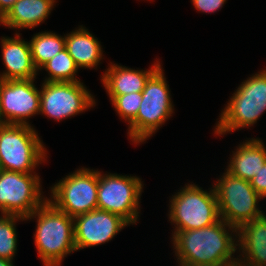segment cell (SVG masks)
Instances as JSON below:
<instances>
[{"label":"cell","mask_w":266,"mask_h":266,"mask_svg":"<svg viewBox=\"0 0 266 266\" xmlns=\"http://www.w3.org/2000/svg\"><path fill=\"white\" fill-rule=\"evenodd\" d=\"M172 233L179 266H226L237 259L233 258L238 249L237 229L223 219L205 228Z\"/></svg>","instance_id":"obj_1"},{"label":"cell","mask_w":266,"mask_h":266,"mask_svg":"<svg viewBox=\"0 0 266 266\" xmlns=\"http://www.w3.org/2000/svg\"><path fill=\"white\" fill-rule=\"evenodd\" d=\"M37 219L34 242L44 266H61L64 257L76 251L74 219L48 199L25 220Z\"/></svg>","instance_id":"obj_2"},{"label":"cell","mask_w":266,"mask_h":266,"mask_svg":"<svg viewBox=\"0 0 266 266\" xmlns=\"http://www.w3.org/2000/svg\"><path fill=\"white\" fill-rule=\"evenodd\" d=\"M219 116L214 133L221 136L257 123L266 111V69L243 81Z\"/></svg>","instance_id":"obj_3"},{"label":"cell","mask_w":266,"mask_h":266,"mask_svg":"<svg viewBox=\"0 0 266 266\" xmlns=\"http://www.w3.org/2000/svg\"><path fill=\"white\" fill-rule=\"evenodd\" d=\"M141 93L138 114L128 127L129 137L137 145L155 134L174 111L169 85L161 66L149 77Z\"/></svg>","instance_id":"obj_4"},{"label":"cell","mask_w":266,"mask_h":266,"mask_svg":"<svg viewBox=\"0 0 266 266\" xmlns=\"http://www.w3.org/2000/svg\"><path fill=\"white\" fill-rule=\"evenodd\" d=\"M40 139L31 125L1 126L0 165L2 170L35 173L34 169L47 158V150Z\"/></svg>","instance_id":"obj_5"},{"label":"cell","mask_w":266,"mask_h":266,"mask_svg":"<svg viewBox=\"0 0 266 266\" xmlns=\"http://www.w3.org/2000/svg\"><path fill=\"white\" fill-rule=\"evenodd\" d=\"M171 198L168 218L176 225L174 231L205 228L221 219L214 187L208 192L198 185L185 184Z\"/></svg>","instance_id":"obj_6"},{"label":"cell","mask_w":266,"mask_h":266,"mask_svg":"<svg viewBox=\"0 0 266 266\" xmlns=\"http://www.w3.org/2000/svg\"><path fill=\"white\" fill-rule=\"evenodd\" d=\"M213 185L220 218L238 229L241 225L264 214L259 210L261 197L247 180L229 173L227 170Z\"/></svg>","instance_id":"obj_7"},{"label":"cell","mask_w":266,"mask_h":266,"mask_svg":"<svg viewBox=\"0 0 266 266\" xmlns=\"http://www.w3.org/2000/svg\"><path fill=\"white\" fill-rule=\"evenodd\" d=\"M143 185L136 176L98 171L97 209L119 215L129 224H136Z\"/></svg>","instance_id":"obj_8"},{"label":"cell","mask_w":266,"mask_h":266,"mask_svg":"<svg viewBox=\"0 0 266 266\" xmlns=\"http://www.w3.org/2000/svg\"><path fill=\"white\" fill-rule=\"evenodd\" d=\"M97 193L98 170L82 167L51 187L52 195L48 200L74 218L97 209Z\"/></svg>","instance_id":"obj_9"},{"label":"cell","mask_w":266,"mask_h":266,"mask_svg":"<svg viewBox=\"0 0 266 266\" xmlns=\"http://www.w3.org/2000/svg\"><path fill=\"white\" fill-rule=\"evenodd\" d=\"M40 181V176L36 173L2 170L0 172L1 214L23 217L31 215L48 199L42 196Z\"/></svg>","instance_id":"obj_10"},{"label":"cell","mask_w":266,"mask_h":266,"mask_svg":"<svg viewBox=\"0 0 266 266\" xmlns=\"http://www.w3.org/2000/svg\"><path fill=\"white\" fill-rule=\"evenodd\" d=\"M94 98L81 81H44L40 89L39 114H44L55 121L67 119L94 107L96 105Z\"/></svg>","instance_id":"obj_11"},{"label":"cell","mask_w":266,"mask_h":266,"mask_svg":"<svg viewBox=\"0 0 266 266\" xmlns=\"http://www.w3.org/2000/svg\"><path fill=\"white\" fill-rule=\"evenodd\" d=\"M35 79L1 80V112L6 124L28 125V118L40 112V90Z\"/></svg>","instance_id":"obj_12"},{"label":"cell","mask_w":266,"mask_h":266,"mask_svg":"<svg viewBox=\"0 0 266 266\" xmlns=\"http://www.w3.org/2000/svg\"><path fill=\"white\" fill-rule=\"evenodd\" d=\"M74 219L76 251L109 242L130 224L121 216L104 210H92Z\"/></svg>","instance_id":"obj_13"},{"label":"cell","mask_w":266,"mask_h":266,"mask_svg":"<svg viewBox=\"0 0 266 266\" xmlns=\"http://www.w3.org/2000/svg\"><path fill=\"white\" fill-rule=\"evenodd\" d=\"M1 50L6 70L0 74L1 80L36 79L38 73L34 65L30 43L20 37H3Z\"/></svg>","instance_id":"obj_14"},{"label":"cell","mask_w":266,"mask_h":266,"mask_svg":"<svg viewBox=\"0 0 266 266\" xmlns=\"http://www.w3.org/2000/svg\"><path fill=\"white\" fill-rule=\"evenodd\" d=\"M157 60L149 70H135L110 63L101 78L108 96L142 92L149 77L161 66Z\"/></svg>","instance_id":"obj_15"},{"label":"cell","mask_w":266,"mask_h":266,"mask_svg":"<svg viewBox=\"0 0 266 266\" xmlns=\"http://www.w3.org/2000/svg\"><path fill=\"white\" fill-rule=\"evenodd\" d=\"M238 250L241 261L251 266H266V215L265 213L237 229ZM242 250V251H241Z\"/></svg>","instance_id":"obj_16"},{"label":"cell","mask_w":266,"mask_h":266,"mask_svg":"<svg viewBox=\"0 0 266 266\" xmlns=\"http://www.w3.org/2000/svg\"><path fill=\"white\" fill-rule=\"evenodd\" d=\"M262 140H246L230 158L226 170L232 175L250 182L266 162V147Z\"/></svg>","instance_id":"obj_17"},{"label":"cell","mask_w":266,"mask_h":266,"mask_svg":"<svg viewBox=\"0 0 266 266\" xmlns=\"http://www.w3.org/2000/svg\"><path fill=\"white\" fill-rule=\"evenodd\" d=\"M56 0H17L0 25L10 29H33L44 22L54 8Z\"/></svg>","instance_id":"obj_18"},{"label":"cell","mask_w":266,"mask_h":266,"mask_svg":"<svg viewBox=\"0 0 266 266\" xmlns=\"http://www.w3.org/2000/svg\"><path fill=\"white\" fill-rule=\"evenodd\" d=\"M101 46L98 38L82 25L65 35V47L79 68H97L103 59Z\"/></svg>","instance_id":"obj_19"},{"label":"cell","mask_w":266,"mask_h":266,"mask_svg":"<svg viewBox=\"0 0 266 266\" xmlns=\"http://www.w3.org/2000/svg\"><path fill=\"white\" fill-rule=\"evenodd\" d=\"M32 59L35 67L40 68L56 54L65 48V35L60 36L54 32H39L29 41Z\"/></svg>","instance_id":"obj_20"},{"label":"cell","mask_w":266,"mask_h":266,"mask_svg":"<svg viewBox=\"0 0 266 266\" xmlns=\"http://www.w3.org/2000/svg\"><path fill=\"white\" fill-rule=\"evenodd\" d=\"M45 69L48 72V77L45 78L46 82H79L80 80L75 77L79 67L76 65L73 58L68 53L65 47L51 60L47 61L40 70Z\"/></svg>","instance_id":"obj_21"},{"label":"cell","mask_w":266,"mask_h":266,"mask_svg":"<svg viewBox=\"0 0 266 266\" xmlns=\"http://www.w3.org/2000/svg\"><path fill=\"white\" fill-rule=\"evenodd\" d=\"M25 217L13 214L0 216V258L13 261L17 251L16 222Z\"/></svg>","instance_id":"obj_22"},{"label":"cell","mask_w":266,"mask_h":266,"mask_svg":"<svg viewBox=\"0 0 266 266\" xmlns=\"http://www.w3.org/2000/svg\"><path fill=\"white\" fill-rule=\"evenodd\" d=\"M119 117L127 121L128 125L136 118L142 101L141 92H133L119 96H109Z\"/></svg>","instance_id":"obj_23"},{"label":"cell","mask_w":266,"mask_h":266,"mask_svg":"<svg viewBox=\"0 0 266 266\" xmlns=\"http://www.w3.org/2000/svg\"><path fill=\"white\" fill-rule=\"evenodd\" d=\"M193 6L197 11L205 13H215L217 10L221 9L226 3V0H191Z\"/></svg>","instance_id":"obj_24"},{"label":"cell","mask_w":266,"mask_h":266,"mask_svg":"<svg viewBox=\"0 0 266 266\" xmlns=\"http://www.w3.org/2000/svg\"><path fill=\"white\" fill-rule=\"evenodd\" d=\"M250 183L258 195L264 199L266 197V162Z\"/></svg>","instance_id":"obj_25"},{"label":"cell","mask_w":266,"mask_h":266,"mask_svg":"<svg viewBox=\"0 0 266 266\" xmlns=\"http://www.w3.org/2000/svg\"><path fill=\"white\" fill-rule=\"evenodd\" d=\"M17 0H0V23Z\"/></svg>","instance_id":"obj_26"},{"label":"cell","mask_w":266,"mask_h":266,"mask_svg":"<svg viewBox=\"0 0 266 266\" xmlns=\"http://www.w3.org/2000/svg\"><path fill=\"white\" fill-rule=\"evenodd\" d=\"M226 266H251V265L237 258L236 260L229 262Z\"/></svg>","instance_id":"obj_27"},{"label":"cell","mask_w":266,"mask_h":266,"mask_svg":"<svg viewBox=\"0 0 266 266\" xmlns=\"http://www.w3.org/2000/svg\"><path fill=\"white\" fill-rule=\"evenodd\" d=\"M0 266H14L13 261L0 258Z\"/></svg>","instance_id":"obj_28"},{"label":"cell","mask_w":266,"mask_h":266,"mask_svg":"<svg viewBox=\"0 0 266 266\" xmlns=\"http://www.w3.org/2000/svg\"><path fill=\"white\" fill-rule=\"evenodd\" d=\"M6 125V122L3 118L2 112H1V99H0V127Z\"/></svg>","instance_id":"obj_29"}]
</instances>
